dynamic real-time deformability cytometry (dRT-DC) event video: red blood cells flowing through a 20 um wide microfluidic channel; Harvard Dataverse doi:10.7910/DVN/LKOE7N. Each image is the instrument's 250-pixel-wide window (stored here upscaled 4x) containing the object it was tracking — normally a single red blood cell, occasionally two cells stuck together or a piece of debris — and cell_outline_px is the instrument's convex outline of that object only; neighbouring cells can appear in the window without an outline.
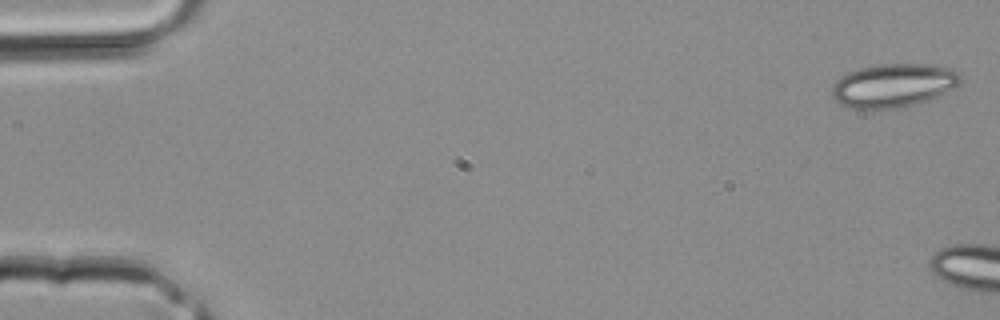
{"species": "common noctule bat (a hibernating species)", "species_latin": "Nyctalus noctula", "temperature_condition": "room temperature", "stored_images_in_passage": 5, "camera_frame_rate_fps": 3000, "um_per_image_px": 0.085, "animal": {"sex": "male", "body_mass_g": 20.4}, "frame": {"image": 1, "passage_image": 1, "time_ms": 0.0, "image_size_px": [1000, 320], "cell_outline_px": [[964, 80], [960, 84], [936, 96], [912, 104], [896, 108], [852, 108], [840, 104], [832, 96], [832, 88], [836, 80], [848, 72], [860, 68], [876, 64], [932, 64], [952, 68]], "centroid_in_image_um": [75.93, 7.23], "position_along_channel_um": 9.1, "area_um2": 32.31}}